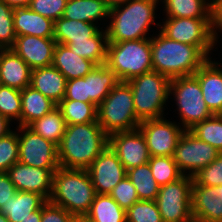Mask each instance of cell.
<instances>
[{"label": "cell", "instance_id": "obj_27", "mask_svg": "<svg viewBox=\"0 0 222 222\" xmlns=\"http://www.w3.org/2000/svg\"><path fill=\"white\" fill-rule=\"evenodd\" d=\"M100 29L94 23L60 17L54 21V40L56 43L61 44L87 41V39L94 36Z\"/></svg>", "mask_w": 222, "mask_h": 222}, {"label": "cell", "instance_id": "obj_36", "mask_svg": "<svg viewBox=\"0 0 222 222\" xmlns=\"http://www.w3.org/2000/svg\"><path fill=\"white\" fill-rule=\"evenodd\" d=\"M148 164L159 186L174 182L183 176L172 156L150 157Z\"/></svg>", "mask_w": 222, "mask_h": 222}, {"label": "cell", "instance_id": "obj_20", "mask_svg": "<svg viewBox=\"0 0 222 222\" xmlns=\"http://www.w3.org/2000/svg\"><path fill=\"white\" fill-rule=\"evenodd\" d=\"M32 69L12 49L0 50V84L23 90L31 83Z\"/></svg>", "mask_w": 222, "mask_h": 222}, {"label": "cell", "instance_id": "obj_55", "mask_svg": "<svg viewBox=\"0 0 222 222\" xmlns=\"http://www.w3.org/2000/svg\"><path fill=\"white\" fill-rule=\"evenodd\" d=\"M211 1V4L214 3V2H217V1H222V0H210Z\"/></svg>", "mask_w": 222, "mask_h": 222}, {"label": "cell", "instance_id": "obj_39", "mask_svg": "<svg viewBox=\"0 0 222 222\" xmlns=\"http://www.w3.org/2000/svg\"><path fill=\"white\" fill-rule=\"evenodd\" d=\"M126 222H163L156 201L139 200L126 211Z\"/></svg>", "mask_w": 222, "mask_h": 222}, {"label": "cell", "instance_id": "obj_43", "mask_svg": "<svg viewBox=\"0 0 222 222\" xmlns=\"http://www.w3.org/2000/svg\"><path fill=\"white\" fill-rule=\"evenodd\" d=\"M68 0H32L29 8L44 17L53 21L63 16Z\"/></svg>", "mask_w": 222, "mask_h": 222}, {"label": "cell", "instance_id": "obj_47", "mask_svg": "<svg viewBox=\"0 0 222 222\" xmlns=\"http://www.w3.org/2000/svg\"><path fill=\"white\" fill-rule=\"evenodd\" d=\"M17 193L7 172H0V208Z\"/></svg>", "mask_w": 222, "mask_h": 222}, {"label": "cell", "instance_id": "obj_31", "mask_svg": "<svg viewBox=\"0 0 222 222\" xmlns=\"http://www.w3.org/2000/svg\"><path fill=\"white\" fill-rule=\"evenodd\" d=\"M84 218L89 222H126V211L109 194H96Z\"/></svg>", "mask_w": 222, "mask_h": 222}, {"label": "cell", "instance_id": "obj_29", "mask_svg": "<svg viewBox=\"0 0 222 222\" xmlns=\"http://www.w3.org/2000/svg\"><path fill=\"white\" fill-rule=\"evenodd\" d=\"M119 81L114 71L106 64L96 65L87 74V89L90 103L98 107Z\"/></svg>", "mask_w": 222, "mask_h": 222}, {"label": "cell", "instance_id": "obj_8", "mask_svg": "<svg viewBox=\"0 0 222 222\" xmlns=\"http://www.w3.org/2000/svg\"><path fill=\"white\" fill-rule=\"evenodd\" d=\"M106 65L120 81L152 71L151 38L109 42Z\"/></svg>", "mask_w": 222, "mask_h": 222}, {"label": "cell", "instance_id": "obj_24", "mask_svg": "<svg viewBox=\"0 0 222 222\" xmlns=\"http://www.w3.org/2000/svg\"><path fill=\"white\" fill-rule=\"evenodd\" d=\"M109 13L110 8L103 0H68L62 17L94 23L100 28H105Z\"/></svg>", "mask_w": 222, "mask_h": 222}, {"label": "cell", "instance_id": "obj_54", "mask_svg": "<svg viewBox=\"0 0 222 222\" xmlns=\"http://www.w3.org/2000/svg\"><path fill=\"white\" fill-rule=\"evenodd\" d=\"M73 222H89L84 217L75 218Z\"/></svg>", "mask_w": 222, "mask_h": 222}, {"label": "cell", "instance_id": "obj_18", "mask_svg": "<svg viewBox=\"0 0 222 222\" xmlns=\"http://www.w3.org/2000/svg\"><path fill=\"white\" fill-rule=\"evenodd\" d=\"M203 100L213 114H222V62L209 58L195 73Z\"/></svg>", "mask_w": 222, "mask_h": 222}, {"label": "cell", "instance_id": "obj_5", "mask_svg": "<svg viewBox=\"0 0 222 222\" xmlns=\"http://www.w3.org/2000/svg\"><path fill=\"white\" fill-rule=\"evenodd\" d=\"M133 93L136 116L140 121L169 115L170 79L154 70L127 81Z\"/></svg>", "mask_w": 222, "mask_h": 222}, {"label": "cell", "instance_id": "obj_25", "mask_svg": "<svg viewBox=\"0 0 222 222\" xmlns=\"http://www.w3.org/2000/svg\"><path fill=\"white\" fill-rule=\"evenodd\" d=\"M57 107L51 99L45 97L30 85L21 90L20 126H29Z\"/></svg>", "mask_w": 222, "mask_h": 222}, {"label": "cell", "instance_id": "obj_35", "mask_svg": "<svg viewBox=\"0 0 222 222\" xmlns=\"http://www.w3.org/2000/svg\"><path fill=\"white\" fill-rule=\"evenodd\" d=\"M198 139L208 143L222 152V115L214 114L212 117L196 123L189 129Z\"/></svg>", "mask_w": 222, "mask_h": 222}, {"label": "cell", "instance_id": "obj_40", "mask_svg": "<svg viewBox=\"0 0 222 222\" xmlns=\"http://www.w3.org/2000/svg\"><path fill=\"white\" fill-rule=\"evenodd\" d=\"M13 15L14 8L0 0V47L2 49H11L15 43Z\"/></svg>", "mask_w": 222, "mask_h": 222}, {"label": "cell", "instance_id": "obj_6", "mask_svg": "<svg viewBox=\"0 0 222 222\" xmlns=\"http://www.w3.org/2000/svg\"><path fill=\"white\" fill-rule=\"evenodd\" d=\"M97 123L108 135L138 128L141 121L136 116L133 93L127 81H119L97 107Z\"/></svg>", "mask_w": 222, "mask_h": 222}, {"label": "cell", "instance_id": "obj_10", "mask_svg": "<svg viewBox=\"0 0 222 222\" xmlns=\"http://www.w3.org/2000/svg\"><path fill=\"white\" fill-rule=\"evenodd\" d=\"M192 185L193 177L183 175L174 182L160 186L155 201L163 222H194Z\"/></svg>", "mask_w": 222, "mask_h": 222}, {"label": "cell", "instance_id": "obj_38", "mask_svg": "<svg viewBox=\"0 0 222 222\" xmlns=\"http://www.w3.org/2000/svg\"><path fill=\"white\" fill-rule=\"evenodd\" d=\"M19 160L18 126L0 138V172L8 169Z\"/></svg>", "mask_w": 222, "mask_h": 222}, {"label": "cell", "instance_id": "obj_16", "mask_svg": "<svg viewBox=\"0 0 222 222\" xmlns=\"http://www.w3.org/2000/svg\"><path fill=\"white\" fill-rule=\"evenodd\" d=\"M57 169L32 167L18 161L8 169L7 173L17 191L36 193L49 201L53 174Z\"/></svg>", "mask_w": 222, "mask_h": 222}, {"label": "cell", "instance_id": "obj_28", "mask_svg": "<svg viewBox=\"0 0 222 222\" xmlns=\"http://www.w3.org/2000/svg\"><path fill=\"white\" fill-rule=\"evenodd\" d=\"M164 17L211 18L210 0H160Z\"/></svg>", "mask_w": 222, "mask_h": 222}, {"label": "cell", "instance_id": "obj_33", "mask_svg": "<svg viewBox=\"0 0 222 222\" xmlns=\"http://www.w3.org/2000/svg\"><path fill=\"white\" fill-rule=\"evenodd\" d=\"M126 175L135 186L139 200H156L160 186L153 178L148 163L127 170Z\"/></svg>", "mask_w": 222, "mask_h": 222}, {"label": "cell", "instance_id": "obj_2", "mask_svg": "<svg viewBox=\"0 0 222 222\" xmlns=\"http://www.w3.org/2000/svg\"><path fill=\"white\" fill-rule=\"evenodd\" d=\"M109 145V135L97 122L66 125L58 146L59 166L87 169Z\"/></svg>", "mask_w": 222, "mask_h": 222}, {"label": "cell", "instance_id": "obj_41", "mask_svg": "<svg viewBox=\"0 0 222 222\" xmlns=\"http://www.w3.org/2000/svg\"><path fill=\"white\" fill-rule=\"evenodd\" d=\"M192 177L193 185L214 187L222 185V152L212 163L200 169Z\"/></svg>", "mask_w": 222, "mask_h": 222}, {"label": "cell", "instance_id": "obj_53", "mask_svg": "<svg viewBox=\"0 0 222 222\" xmlns=\"http://www.w3.org/2000/svg\"><path fill=\"white\" fill-rule=\"evenodd\" d=\"M0 222H9L7 217L1 212H0Z\"/></svg>", "mask_w": 222, "mask_h": 222}, {"label": "cell", "instance_id": "obj_13", "mask_svg": "<svg viewBox=\"0 0 222 222\" xmlns=\"http://www.w3.org/2000/svg\"><path fill=\"white\" fill-rule=\"evenodd\" d=\"M19 162L38 168H59L58 146L28 126H18Z\"/></svg>", "mask_w": 222, "mask_h": 222}, {"label": "cell", "instance_id": "obj_48", "mask_svg": "<svg viewBox=\"0 0 222 222\" xmlns=\"http://www.w3.org/2000/svg\"><path fill=\"white\" fill-rule=\"evenodd\" d=\"M11 125L12 122L6 117H4L2 114H0V138L6 136L7 134H9L11 131L14 130V128L12 129V127L14 126Z\"/></svg>", "mask_w": 222, "mask_h": 222}, {"label": "cell", "instance_id": "obj_37", "mask_svg": "<svg viewBox=\"0 0 222 222\" xmlns=\"http://www.w3.org/2000/svg\"><path fill=\"white\" fill-rule=\"evenodd\" d=\"M0 114L20 126L21 90L0 84Z\"/></svg>", "mask_w": 222, "mask_h": 222}, {"label": "cell", "instance_id": "obj_34", "mask_svg": "<svg viewBox=\"0 0 222 222\" xmlns=\"http://www.w3.org/2000/svg\"><path fill=\"white\" fill-rule=\"evenodd\" d=\"M57 107L62 112L66 125L97 122V106L79 100H62Z\"/></svg>", "mask_w": 222, "mask_h": 222}, {"label": "cell", "instance_id": "obj_30", "mask_svg": "<svg viewBox=\"0 0 222 222\" xmlns=\"http://www.w3.org/2000/svg\"><path fill=\"white\" fill-rule=\"evenodd\" d=\"M108 43L106 30L101 28L87 41L68 42L65 45H68L75 54L91 60L96 65H103L107 61Z\"/></svg>", "mask_w": 222, "mask_h": 222}, {"label": "cell", "instance_id": "obj_4", "mask_svg": "<svg viewBox=\"0 0 222 222\" xmlns=\"http://www.w3.org/2000/svg\"><path fill=\"white\" fill-rule=\"evenodd\" d=\"M96 196L87 169L59 167L53 174L49 201L67 210L76 218L84 217Z\"/></svg>", "mask_w": 222, "mask_h": 222}, {"label": "cell", "instance_id": "obj_15", "mask_svg": "<svg viewBox=\"0 0 222 222\" xmlns=\"http://www.w3.org/2000/svg\"><path fill=\"white\" fill-rule=\"evenodd\" d=\"M96 194H110L127 171L117 154L108 145L87 168Z\"/></svg>", "mask_w": 222, "mask_h": 222}, {"label": "cell", "instance_id": "obj_45", "mask_svg": "<svg viewBox=\"0 0 222 222\" xmlns=\"http://www.w3.org/2000/svg\"><path fill=\"white\" fill-rule=\"evenodd\" d=\"M75 218L67 210L50 201L41 207V222H73Z\"/></svg>", "mask_w": 222, "mask_h": 222}, {"label": "cell", "instance_id": "obj_51", "mask_svg": "<svg viewBox=\"0 0 222 222\" xmlns=\"http://www.w3.org/2000/svg\"><path fill=\"white\" fill-rule=\"evenodd\" d=\"M106 5L111 9L115 6L121 5V4H125L127 1L129 0H103Z\"/></svg>", "mask_w": 222, "mask_h": 222}, {"label": "cell", "instance_id": "obj_26", "mask_svg": "<svg viewBox=\"0 0 222 222\" xmlns=\"http://www.w3.org/2000/svg\"><path fill=\"white\" fill-rule=\"evenodd\" d=\"M47 201L39 194L28 191H17L10 200L0 208L9 222H21L39 210Z\"/></svg>", "mask_w": 222, "mask_h": 222}, {"label": "cell", "instance_id": "obj_42", "mask_svg": "<svg viewBox=\"0 0 222 222\" xmlns=\"http://www.w3.org/2000/svg\"><path fill=\"white\" fill-rule=\"evenodd\" d=\"M109 195L125 211L139 201L136 188L127 175L112 189Z\"/></svg>", "mask_w": 222, "mask_h": 222}, {"label": "cell", "instance_id": "obj_44", "mask_svg": "<svg viewBox=\"0 0 222 222\" xmlns=\"http://www.w3.org/2000/svg\"><path fill=\"white\" fill-rule=\"evenodd\" d=\"M63 100H79L90 103L87 89V75L81 78L70 79L66 83V93Z\"/></svg>", "mask_w": 222, "mask_h": 222}, {"label": "cell", "instance_id": "obj_32", "mask_svg": "<svg viewBox=\"0 0 222 222\" xmlns=\"http://www.w3.org/2000/svg\"><path fill=\"white\" fill-rule=\"evenodd\" d=\"M36 134L59 146L65 132L66 123L58 107L43 117L35 120L29 126Z\"/></svg>", "mask_w": 222, "mask_h": 222}, {"label": "cell", "instance_id": "obj_23", "mask_svg": "<svg viewBox=\"0 0 222 222\" xmlns=\"http://www.w3.org/2000/svg\"><path fill=\"white\" fill-rule=\"evenodd\" d=\"M52 66L57 68L66 80L85 77L96 64L91 60L75 54L68 45L56 43Z\"/></svg>", "mask_w": 222, "mask_h": 222}, {"label": "cell", "instance_id": "obj_3", "mask_svg": "<svg viewBox=\"0 0 222 222\" xmlns=\"http://www.w3.org/2000/svg\"><path fill=\"white\" fill-rule=\"evenodd\" d=\"M151 37L153 70L173 79L194 75L209 59L197 46L169 39L160 30Z\"/></svg>", "mask_w": 222, "mask_h": 222}, {"label": "cell", "instance_id": "obj_12", "mask_svg": "<svg viewBox=\"0 0 222 222\" xmlns=\"http://www.w3.org/2000/svg\"><path fill=\"white\" fill-rule=\"evenodd\" d=\"M167 118L169 117L144 120L138 126L145 137L151 157L173 156L178 139L185 131L172 117Z\"/></svg>", "mask_w": 222, "mask_h": 222}, {"label": "cell", "instance_id": "obj_11", "mask_svg": "<svg viewBox=\"0 0 222 222\" xmlns=\"http://www.w3.org/2000/svg\"><path fill=\"white\" fill-rule=\"evenodd\" d=\"M219 153L216 148L198 139L189 130H185L178 139L172 157L183 175L193 176L212 163Z\"/></svg>", "mask_w": 222, "mask_h": 222}, {"label": "cell", "instance_id": "obj_19", "mask_svg": "<svg viewBox=\"0 0 222 222\" xmlns=\"http://www.w3.org/2000/svg\"><path fill=\"white\" fill-rule=\"evenodd\" d=\"M191 204L194 222H222L217 186L192 185Z\"/></svg>", "mask_w": 222, "mask_h": 222}, {"label": "cell", "instance_id": "obj_46", "mask_svg": "<svg viewBox=\"0 0 222 222\" xmlns=\"http://www.w3.org/2000/svg\"><path fill=\"white\" fill-rule=\"evenodd\" d=\"M211 24H212V40L214 47L218 51V45L222 49V41L219 37L222 35V1H217L212 3V13H211ZM220 33V34H219Z\"/></svg>", "mask_w": 222, "mask_h": 222}, {"label": "cell", "instance_id": "obj_52", "mask_svg": "<svg viewBox=\"0 0 222 222\" xmlns=\"http://www.w3.org/2000/svg\"><path fill=\"white\" fill-rule=\"evenodd\" d=\"M218 198L222 201V185L217 186Z\"/></svg>", "mask_w": 222, "mask_h": 222}, {"label": "cell", "instance_id": "obj_21", "mask_svg": "<svg viewBox=\"0 0 222 222\" xmlns=\"http://www.w3.org/2000/svg\"><path fill=\"white\" fill-rule=\"evenodd\" d=\"M13 24L16 36L54 38V21L33 12L29 7L14 8Z\"/></svg>", "mask_w": 222, "mask_h": 222}, {"label": "cell", "instance_id": "obj_22", "mask_svg": "<svg viewBox=\"0 0 222 222\" xmlns=\"http://www.w3.org/2000/svg\"><path fill=\"white\" fill-rule=\"evenodd\" d=\"M66 83V77L52 65L32 70L30 86L57 105L65 97Z\"/></svg>", "mask_w": 222, "mask_h": 222}, {"label": "cell", "instance_id": "obj_7", "mask_svg": "<svg viewBox=\"0 0 222 222\" xmlns=\"http://www.w3.org/2000/svg\"><path fill=\"white\" fill-rule=\"evenodd\" d=\"M169 100V103L175 104L176 107L174 104L170 105L175 108L173 112L178 114L177 122L185 130L214 115L203 100L202 90L195 75L170 79Z\"/></svg>", "mask_w": 222, "mask_h": 222}, {"label": "cell", "instance_id": "obj_17", "mask_svg": "<svg viewBox=\"0 0 222 222\" xmlns=\"http://www.w3.org/2000/svg\"><path fill=\"white\" fill-rule=\"evenodd\" d=\"M55 45L54 38L23 35L16 36L11 49L33 70L52 65Z\"/></svg>", "mask_w": 222, "mask_h": 222}, {"label": "cell", "instance_id": "obj_14", "mask_svg": "<svg viewBox=\"0 0 222 222\" xmlns=\"http://www.w3.org/2000/svg\"><path fill=\"white\" fill-rule=\"evenodd\" d=\"M109 146L117 154L126 171L148 163L151 157L139 128L110 134Z\"/></svg>", "mask_w": 222, "mask_h": 222}, {"label": "cell", "instance_id": "obj_50", "mask_svg": "<svg viewBox=\"0 0 222 222\" xmlns=\"http://www.w3.org/2000/svg\"><path fill=\"white\" fill-rule=\"evenodd\" d=\"M21 222H41V208L35 212H31V216L26 217Z\"/></svg>", "mask_w": 222, "mask_h": 222}, {"label": "cell", "instance_id": "obj_49", "mask_svg": "<svg viewBox=\"0 0 222 222\" xmlns=\"http://www.w3.org/2000/svg\"><path fill=\"white\" fill-rule=\"evenodd\" d=\"M12 8L28 7L32 0H1Z\"/></svg>", "mask_w": 222, "mask_h": 222}, {"label": "cell", "instance_id": "obj_1", "mask_svg": "<svg viewBox=\"0 0 222 222\" xmlns=\"http://www.w3.org/2000/svg\"><path fill=\"white\" fill-rule=\"evenodd\" d=\"M160 0H129L110 9L105 27L109 42H122L151 38L150 28L155 25ZM151 36V37H150Z\"/></svg>", "mask_w": 222, "mask_h": 222}, {"label": "cell", "instance_id": "obj_9", "mask_svg": "<svg viewBox=\"0 0 222 222\" xmlns=\"http://www.w3.org/2000/svg\"><path fill=\"white\" fill-rule=\"evenodd\" d=\"M163 18L160 31L169 39L197 46L208 58L215 55L211 18Z\"/></svg>", "mask_w": 222, "mask_h": 222}]
</instances>
